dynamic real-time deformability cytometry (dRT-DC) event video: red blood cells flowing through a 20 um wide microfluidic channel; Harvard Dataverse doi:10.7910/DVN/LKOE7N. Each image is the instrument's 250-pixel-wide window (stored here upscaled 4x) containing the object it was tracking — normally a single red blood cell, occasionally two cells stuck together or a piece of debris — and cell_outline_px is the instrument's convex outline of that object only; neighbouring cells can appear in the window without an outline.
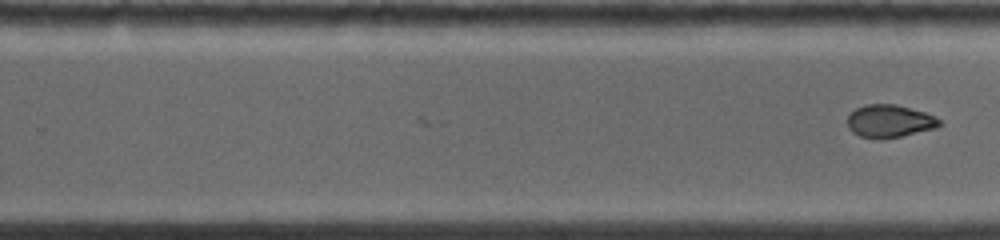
{"species": "common noctule bat (a hibernating species)", "species_latin": "Nyctalus noctula", "temperature_condition": "warm", "stored_images_in_passage": 14, "camera_frame_rate_fps": 5000, "um_per_image_px": 0.085, "animal": {"sex": "female", "body_mass_g": 19.0, "forearm_length_mm": 53.3}, "frame": {"image": 1, "passage_image": 14, "time_ms": 5.2, "image_size_px": [1000, 240], "cell_outline_px": [[940, 124], [936, 128], [900, 136], [880, 140], [860, 136], [852, 132], [848, 128], [848, 116], [856, 108], [864, 104], [896, 104], [924, 112], [936, 116], [940, 120]], "centroid_in_image_um": [75.59, 10.3], "position_along_channel_um": 254.2, "area_um2": 17.57}}